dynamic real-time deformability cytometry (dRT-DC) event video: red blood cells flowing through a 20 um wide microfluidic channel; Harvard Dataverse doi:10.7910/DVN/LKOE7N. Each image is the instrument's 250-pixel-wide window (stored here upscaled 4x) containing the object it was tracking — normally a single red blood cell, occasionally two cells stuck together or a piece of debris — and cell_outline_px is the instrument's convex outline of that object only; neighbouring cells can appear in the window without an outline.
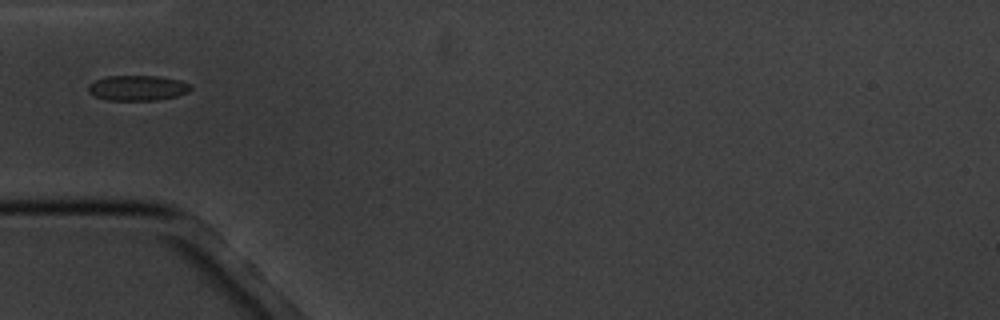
{"species": "common noctule bat (a hibernating species)", "species_latin": "Nyctalus noctula", "temperature_condition": "cold", "stored_images_in_passage": 3, "camera_frame_rate_fps": 3000, "um_per_image_px": 0.085, "animal": {"sex": "male", "body_mass_g": 20.1, "forearm_length_mm": 53.5}, "frame": {"image": 1, "passage_image": 1, "time_ms": 0.0, "image_size_px": [1000, 320], "cell_outline_px": [[192, 88], [188, 92], [176, 96], [156, 100], [108, 100], [96, 96], [88, 92], [88, 84], [104, 76], [160, 76], [180, 80], [188, 84]], "centroid_in_image_um": [11.68, 7.47], "position_along_channel_um": 73.3, "area_um2": 15.03}}
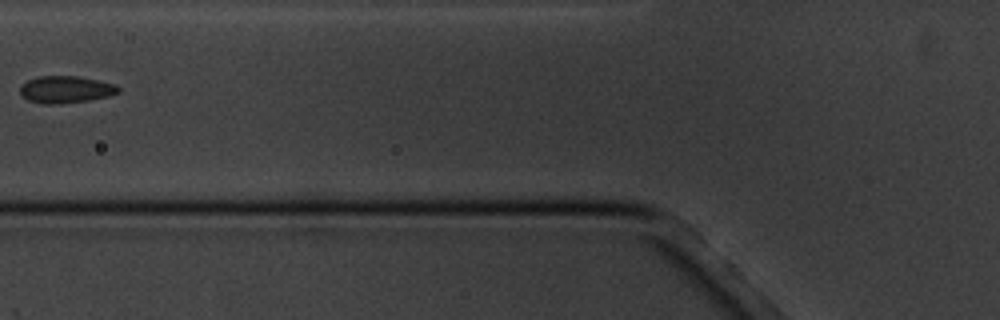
{"frame": {"image": 2, "passage_image": 2, "time_ms": 1.333, "image_size_px": [1000, 320], "cell_outline_px": [[120, 92], [108, 96], [88, 100], [56, 104], [44, 104], [28, 100], [20, 92], [20, 84], [28, 80], [40, 76], [76, 76], [116, 84], [120, 88]], "centroid_in_image_um": [5.58, 7.6], "position_along_channel_um": 120.2, "area_um2": 15.37}}
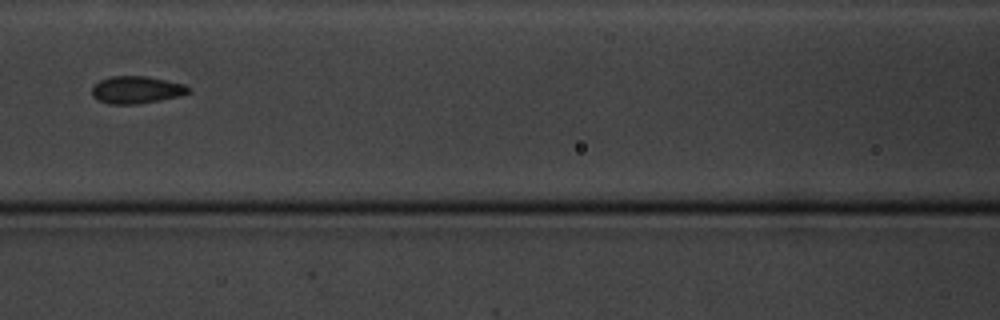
{"frame": {"image": 3, "passage_image": 3, "time_ms": 2.333, "image_size_px": [1000, 320], "cell_outline_px": [[192, 88], [188, 92], [176, 96], [160, 100], [136, 104], [108, 104], [96, 100], [92, 96], [92, 88], [100, 80], [112, 76], [144, 76], [184, 84]], "centroid_in_image_um": [11.55, 7.64], "position_along_channel_um": 155.0, "area_um2": 15.2}}